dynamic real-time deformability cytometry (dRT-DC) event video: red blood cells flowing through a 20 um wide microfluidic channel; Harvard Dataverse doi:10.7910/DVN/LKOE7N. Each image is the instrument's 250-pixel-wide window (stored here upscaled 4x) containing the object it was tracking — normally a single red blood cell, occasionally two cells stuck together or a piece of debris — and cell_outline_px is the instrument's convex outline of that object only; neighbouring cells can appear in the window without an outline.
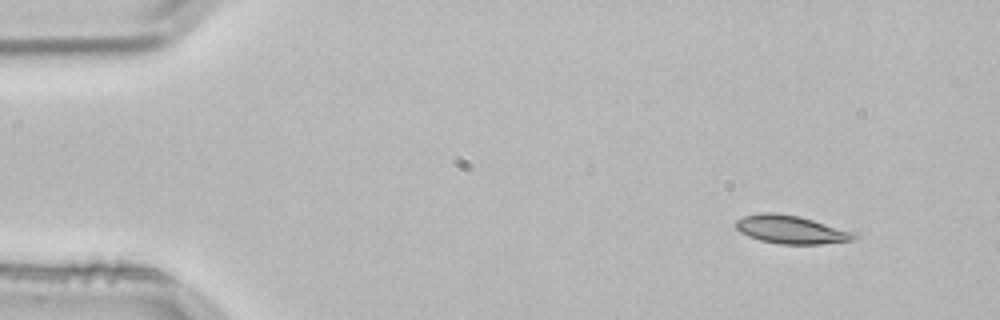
{"species": "common noctule bat (a hibernating species)", "species_latin": "Nyctalus noctula", "temperature_condition": "room temperature", "stored_images_in_passage": 4, "segment_of_instrument_passage": [1, 2], "camera_frame_rate_fps": 3000, "um_per_image_px": 0.085, "animal": {"sex": "male", "body_mass_g": 21.5, "forearm_length_mm": 52.0}, "frame": {"image": 1, "passage_image": 1, "time_ms": 0.0, "image_size_px": [1000, 320], "cell_outline_px": [[860, 236], [856, 240], [820, 244], [780, 244], [760, 240], [748, 236], [740, 232], [736, 228], [736, 220], [744, 216], [760, 212], [776, 212], [800, 216], [856, 232]], "centroid_in_image_um": [67.28, 19.51], "position_along_channel_um": 17.7, "area_um2": 19.77}}
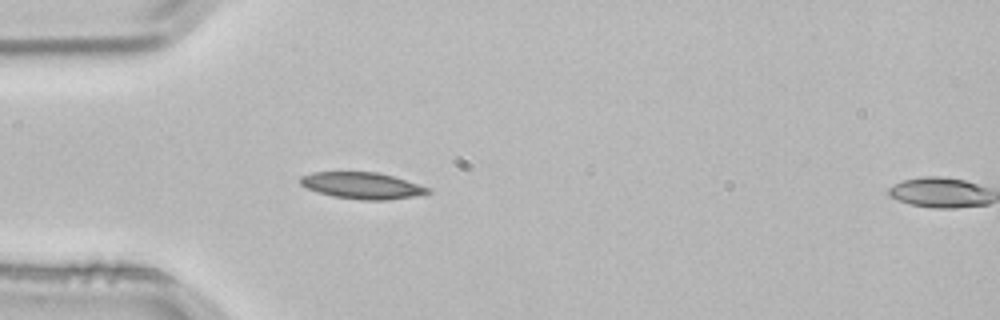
{"frame": {"image": 2, "passage_image": 3, "time_ms": 0.667, "image_size_px": [1000, 320], "cell_outline_px": [[432, 192], [412, 196], [388, 200], [364, 200], [332, 196], [308, 188], [300, 184], [300, 176], [312, 172], [376, 172], [392, 176], [432, 188]], "centroid_in_image_um": [30.79, 15.77], "position_along_channel_um": 54.2, "area_um2": 19.54}}